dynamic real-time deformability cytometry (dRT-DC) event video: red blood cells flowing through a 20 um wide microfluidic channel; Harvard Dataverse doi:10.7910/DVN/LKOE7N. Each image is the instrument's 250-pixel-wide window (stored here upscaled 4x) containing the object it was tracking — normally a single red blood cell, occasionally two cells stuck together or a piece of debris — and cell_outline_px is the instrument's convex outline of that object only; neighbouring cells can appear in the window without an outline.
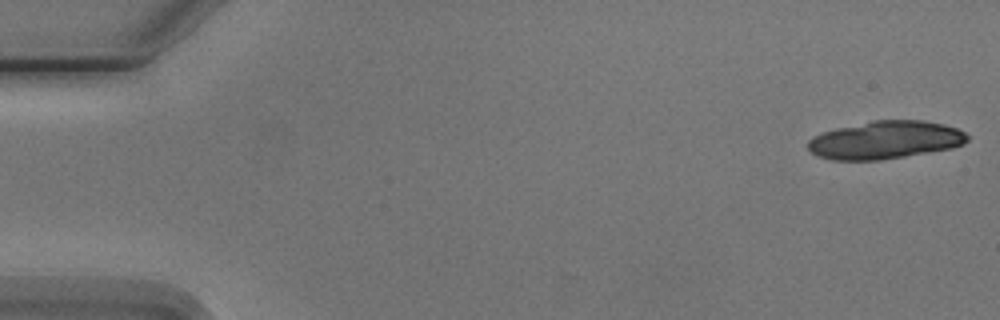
{"species": "Egyptian fruit bat (a non-hibernating species)", "species_latin": "Rousettus aegyptiacus", "temperature_condition": "cold", "stored_images_in_passage": 3, "camera_frame_rate_fps": 3000, "um_per_image_px": 0.085, "animal": {"sex": "male"}, "frame": {"image": 1, "passage_image": 1, "time_ms": 0.0, "image_size_px": [1000, 320], "cell_outline_px": [[968, 140], [964, 144], [952, 148], [880, 160], [832, 160], [820, 156], [812, 152], [808, 148], [808, 140], [812, 136], [820, 132], [836, 128], [872, 120], [924, 120], [944, 124], [956, 128], [964, 132], [968, 136]], "centroid_in_image_um": [75.24, 11.89], "position_along_channel_um": 9.8, "area_um2": 35.26}}